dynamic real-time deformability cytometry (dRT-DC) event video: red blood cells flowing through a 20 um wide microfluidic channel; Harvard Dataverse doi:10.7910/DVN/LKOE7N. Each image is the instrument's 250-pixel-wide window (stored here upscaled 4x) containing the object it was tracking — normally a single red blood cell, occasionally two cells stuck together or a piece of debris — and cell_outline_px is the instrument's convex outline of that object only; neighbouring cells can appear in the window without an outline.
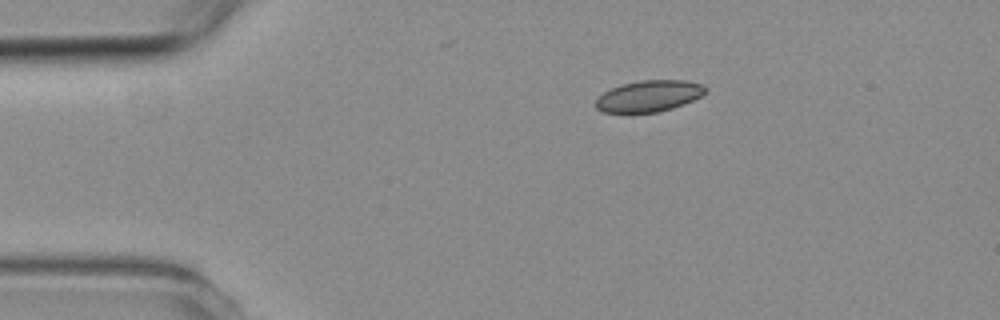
{"species": "common noctule bat (a hibernating species)", "species_latin": "Nyctalus noctula", "temperature_condition": "room temperature", "stored_images_in_passage": 3, "camera_frame_rate_fps": 3000, "um_per_image_px": 0.085, "animal": {"sex": "female", "body_mass_g": 19.3, "forearm_length_mm": 54.1}, "frame": {"image": 1, "passage_image": 1, "time_ms": 0.0, "image_size_px": [1000, 320], "cell_outline_px": [[708, 88], [700, 96], [684, 104], [672, 108], [656, 112], [604, 112], [596, 108], [596, 96], [612, 88], [624, 84], [640, 80], [684, 80], [700, 84]], "centroid_in_image_um": [55.14, 8.16], "position_along_channel_um": 29.9, "area_um2": 19.77}}
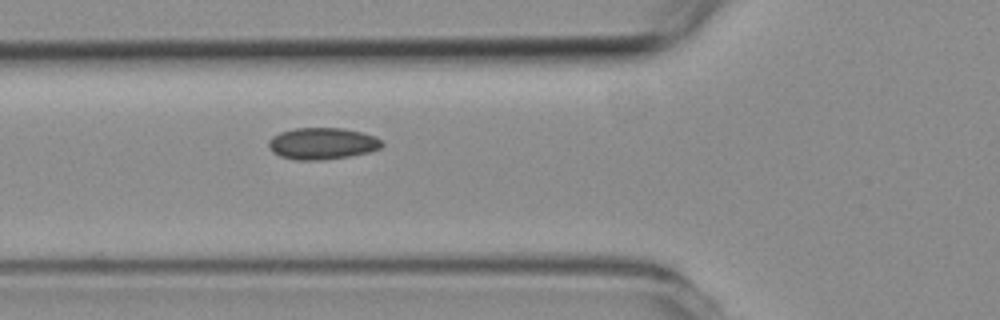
{"frame": {"image": 2, "passage_image": 3, "time_ms": 3.0, "image_size_px": [1000, 320], "cell_outline_px": [[384, 144], [380, 148], [368, 152], [348, 156], [324, 160], [296, 160], [280, 156], [272, 152], [268, 148], [268, 140], [272, 136], [280, 132], [292, 128], [344, 128], [364, 132], [380, 140]], "centroid_in_image_um": [27.35, 12.19], "position_along_channel_um": 98.5, "area_um2": 21.04}}